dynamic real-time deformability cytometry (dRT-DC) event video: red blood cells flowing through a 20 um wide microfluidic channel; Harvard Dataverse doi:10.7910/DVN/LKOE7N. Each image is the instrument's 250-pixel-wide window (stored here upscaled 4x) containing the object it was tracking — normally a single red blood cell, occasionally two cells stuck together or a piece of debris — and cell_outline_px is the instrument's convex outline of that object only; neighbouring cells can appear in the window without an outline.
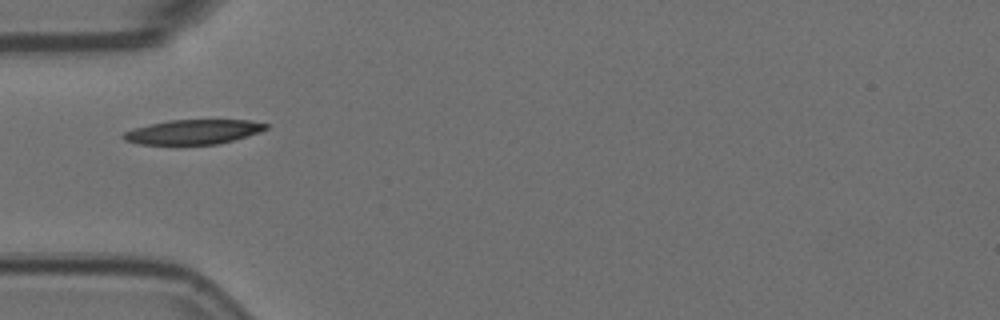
{"species": "Egyptian fruit bat (a non-hibernating species)", "species_latin": "Rousettus aegyptiacus", "temperature_condition": "room temperature", "stored_images_in_passage": 36, "camera_frame_rate_fps": 3000, "um_per_image_px": 0.085, "animal": {"sex": "female"}, "frame": {"image": 1, "passage_image": 1, "time_ms": 0.0, "image_size_px": [1000, 320], "cell_outline_px": [[268, 128], [260, 132], [232, 140], [216, 144], [140, 144], [124, 140], [120, 136], [124, 132], [132, 128], [148, 124], [168, 120], [248, 120], [268, 124]], "centroid_in_image_um": [16.38, 11.2], "position_along_channel_um": 68.6, "area_um2": 20.35}}
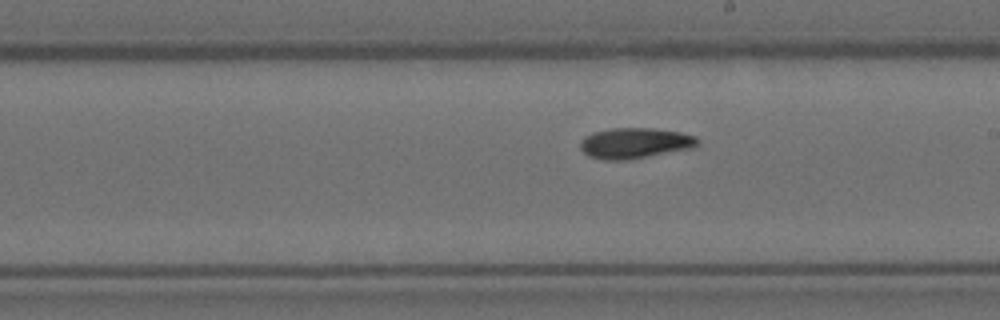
{"frame": {"image": 2, "passage_image": 15, "time_ms": 4.667, "image_size_px": [1000, 320], "cell_outline_px": [[700, 140], [692, 148], [628, 160], [600, 160], [588, 156], [580, 148], [580, 140], [584, 136], [592, 132], [612, 128], [652, 128], [680, 132], [696, 136]], "centroid_in_image_um": [53.92, 12.17], "position_along_channel_um": 235.1, "area_um2": 21.1}}
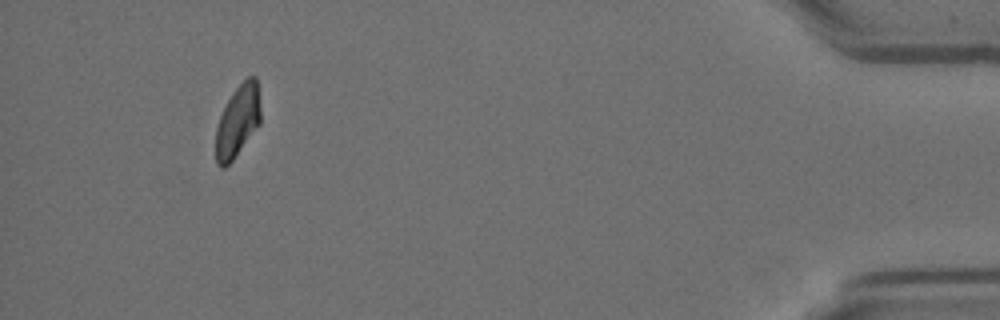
{"frame": {"image": 3, "passage_image": 36, "time_ms": 11.667, "image_size_px": [1000, 320], "cell_outline_px": [[260, 124], [232, 160], [224, 168], [220, 168], [216, 164], [216, 128], [220, 116], [228, 100], [236, 88], [248, 76], [256, 76], [260, 108]], "centroid_in_image_um": [20.2, 10.31], "position_along_channel_um": 415.0, "area_um2": 18.5}, "authors_computed_cell_mechanics": {"area_um2": 20.0855, "velocity_mm_per_s": 3.5602, "shape_relaxation_time_tau1_ms": 10.0836, "shape_relaxation_time_tau2_ms": 5.8649, "deformation_change_tau1": 0.2107, "deformation_change_tau2": 0.1041}}